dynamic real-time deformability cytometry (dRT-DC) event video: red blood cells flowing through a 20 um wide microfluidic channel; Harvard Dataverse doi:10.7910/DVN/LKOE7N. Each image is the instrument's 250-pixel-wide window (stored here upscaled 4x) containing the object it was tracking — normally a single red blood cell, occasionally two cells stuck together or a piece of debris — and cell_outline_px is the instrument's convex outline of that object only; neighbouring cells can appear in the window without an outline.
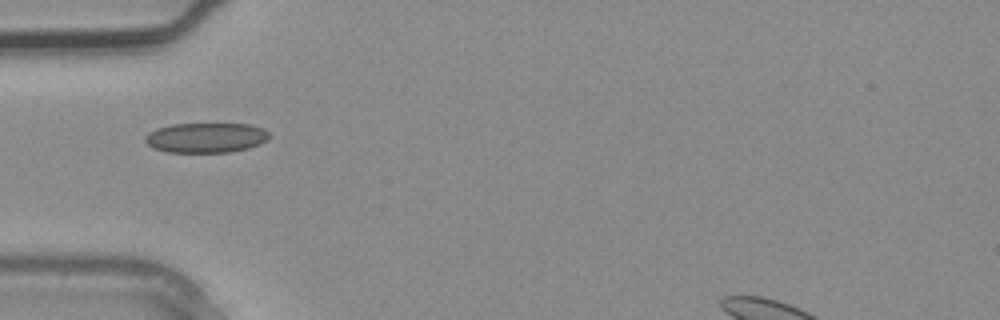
{"species": "common noctule bat (a hibernating species)", "species_latin": "Nyctalus noctula", "temperature_condition": "warm", "stored_images_in_passage": 4, "camera_frame_rate_fps": 3000, "um_per_image_px": 0.085, "animal": {"sex": "male", "body_mass_g": 20.4}, "frame": {"image": 1, "passage_image": 4, "time_ms": 1.0, "image_size_px": [1000, 320], "cell_outline_px": [[272, 136], [268, 140], [260, 144], [248, 148], [232, 152], [168, 152], [152, 148], [144, 140], [144, 136], [148, 132], [156, 128], [172, 124], [248, 124], [264, 128]], "centroid_in_image_um": [17.52, 11.7], "position_along_channel_um": 67.5, "area_um2": 21.91}}